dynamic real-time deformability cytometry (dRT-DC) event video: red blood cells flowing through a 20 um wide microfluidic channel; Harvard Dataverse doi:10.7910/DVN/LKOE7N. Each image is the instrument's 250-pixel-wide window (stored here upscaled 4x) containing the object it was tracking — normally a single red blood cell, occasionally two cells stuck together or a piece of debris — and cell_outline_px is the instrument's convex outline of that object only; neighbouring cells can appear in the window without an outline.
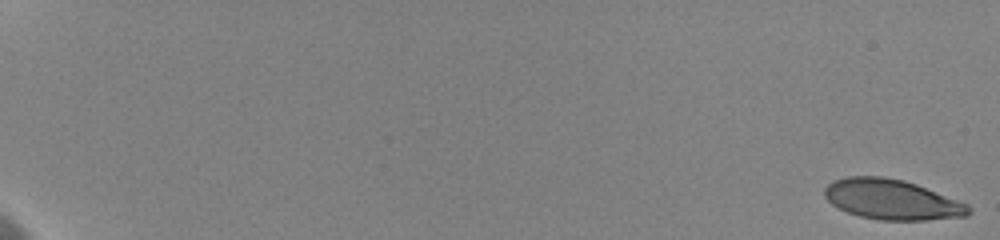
{"species": "human", "species_latin": "Homo sapiens", "temperature_condition": "cold", "stored_images_in_passage": 50, "camera_frame_rate_fps": 3000, "um_per_image_px": 0.085, "donor": {"sex": "female"}, "frame": {"image": 1, "passage_image": 1, "time_ms": 0.0, "image_size_px": [1000, 240], "cell_outline_px": [[972, 212], [968, 216], [924, 220], [880, 220], [860, 216], [848, 212], [832, 204], [824, 196], [824, 188], [832, 180], [848, 176], [884, 176], [904, 180], [916, 184], [968, 204], [972, 208]], "centroid_in_image_um": [75.81, 16.95], "position_along_channel_um": 9.2, "area_um2": 33.76}}
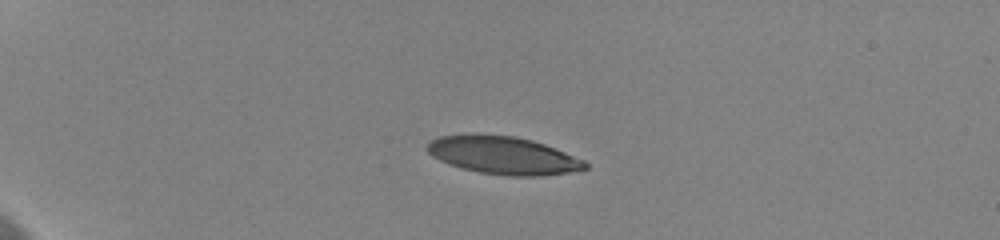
{"frame": {"image": 2, "passage_image": 20, "time_ms": 5.333, "image_size_px": [1000, 240], "cell_outline_px": [[588, 168], [568, 172], [540, 176], [508, 176], [480, 172], [460, 168], [448, 164], [432, 156], [428, 152], [428, 144], [432, 140], [440, 136], [516, 136], [532, 140], [544, 144], [584, 160], [588, 164]], "centroid_in_image_um": [42.81, 13.24], "position_along_channel_um": 42.2, "area_um2": 33.93}}